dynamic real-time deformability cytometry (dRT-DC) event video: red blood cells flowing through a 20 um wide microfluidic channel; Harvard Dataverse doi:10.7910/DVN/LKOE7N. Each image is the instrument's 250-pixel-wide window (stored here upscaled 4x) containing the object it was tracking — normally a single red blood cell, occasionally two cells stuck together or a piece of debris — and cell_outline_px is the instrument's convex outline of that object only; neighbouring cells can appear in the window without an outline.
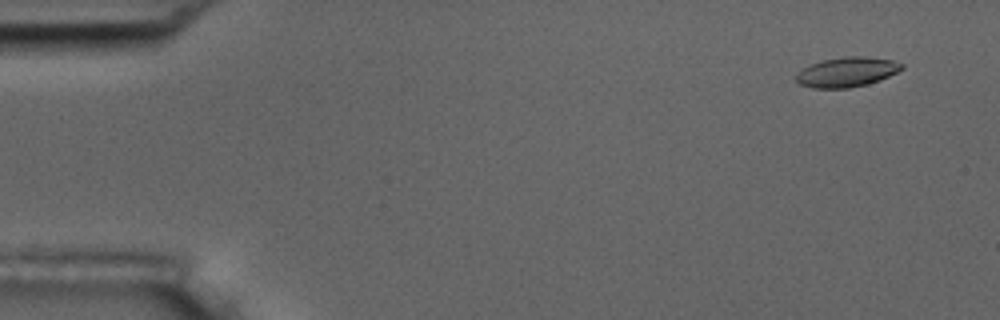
{"species": "common noctule bat (a hibernating species)", "species_latin": "Nyctalus noctula", "temperature_condition": "room temperature", "stored_images_in_passage": 10, "camera_frame_rate_fps": 3000, "um_per_image_px": 0.085, "animal": {"sex": "male", "body_mass_g": 17.5, "forearm_length_mm": 52.3}, "frame": {"image": 1, "passage_image": 2, "time_ms": 0.333, "image_size_px": [1000, 320], "cell_outline_px": [[904, 68], [880, 80], [868, 84], [848, 88], [812, 88], [800, 84], [796, 80], [796, 76], [804, 68], [812, 64], [824, 60], [844, 56], [864, 56], [892, 60], [904, 64]], "centroid_in_image_um": [72.02, 6.12], "position_along_channel_um": 13.0, "area_um2": 18.15}}
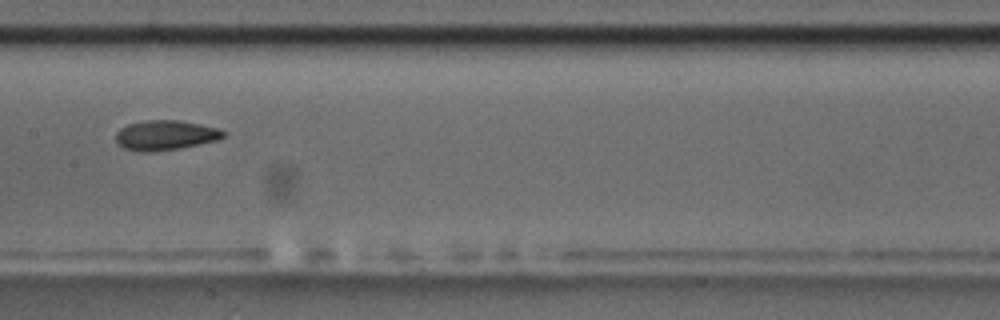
{"frame": {"image": 2, "passage_image": 9, "time_ms": 2.667, "image_size_px": [1000, 320], "cell_outline_px": [[228, 132], [224, 136], [216, 140], [176, 148], [152, 152], [140, 152], [124, 148], [116, 144], [116, 132], [120, 128], [128, 124], [144, 120], [180, 120], [220, 128]], "centroid_in_image_um": [14.03, 11.48], "position_along_channel_um": 193.4, "area_um2": 18.73}}
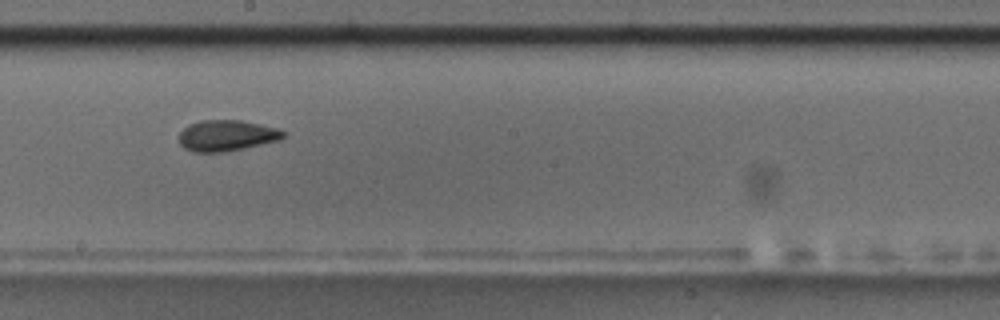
{"frame": {"image": 3, "passage_image": 10, "time_ms": 3.0, "image_size_px": [1000, 320], "cell_outline_px": [[284, 136], [280, 140], [244, 148], [224, 152], [192, 152], [184, 148], [180, 144], [180, 132], [188, 124], [200, 120], [240, 120], [260, 124], [276, 128], [284, 132]], "centroid_in_image_um": [19.24, 11.52], "position_along_channel_um": 229.0, "area_um2": 18.79}}